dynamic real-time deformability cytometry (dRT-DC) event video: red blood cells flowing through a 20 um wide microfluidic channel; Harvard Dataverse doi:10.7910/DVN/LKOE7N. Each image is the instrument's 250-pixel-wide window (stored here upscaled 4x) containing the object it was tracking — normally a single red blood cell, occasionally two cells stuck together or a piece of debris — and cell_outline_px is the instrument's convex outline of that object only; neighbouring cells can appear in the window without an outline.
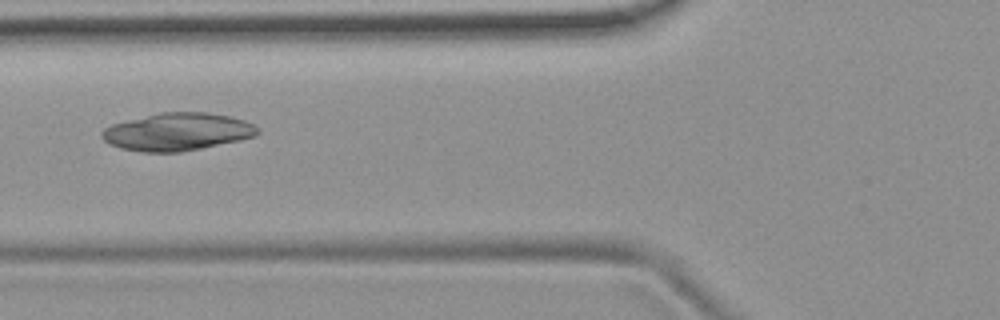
{"species": "common noctule bat (a hibernating species)", "species_latin": "Nyctalus noctula", "temperature_condition": "room temperature", "stored_images_in_passage": 54, "camera_frame_rate_fps": 3000, "um_per_image_px": 0.085, "animal": {"sex": "female", "body_mass_g": 19.9}, "frame": {"image": 1, "passage_image": 21, "time_ms": 6.667, "image_size_px": [1000, 320], "cell_outline_px": [[260, 132], [256, 136], [240, 140], [180, 152], [140, 152], [120, 148], [108, 144], [100, 136], [100, 132], [104, 128], [112, 124], [160, 112], [208, 112], [228, 116], [244, 120], [260, 128]], "centroid_in_image_um": [15.06, 11.2], "position_along_channel_um": 110.7, "area_um2": 34.22}}
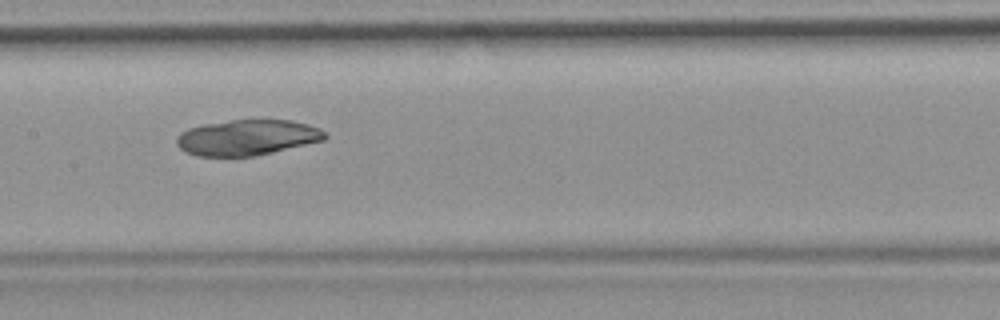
{"frame": {"image": 2, "passage_image": 27, "time_ms": 8.667, "image_size_px": [1000, 320], "cell_outline_px": [[328, 136], [324, 140], [256, 156], [196, 156], [184, 152], [176, 144], [176, 136], [180, 132], [188, 128], [204, 124], [232, 120], [292, 120], [308, 124], [320, 128]], "centroid_in_image_um": [20.99, 11.69], "position_along_channel_um": 186.4, "area_um2": 30.92}}
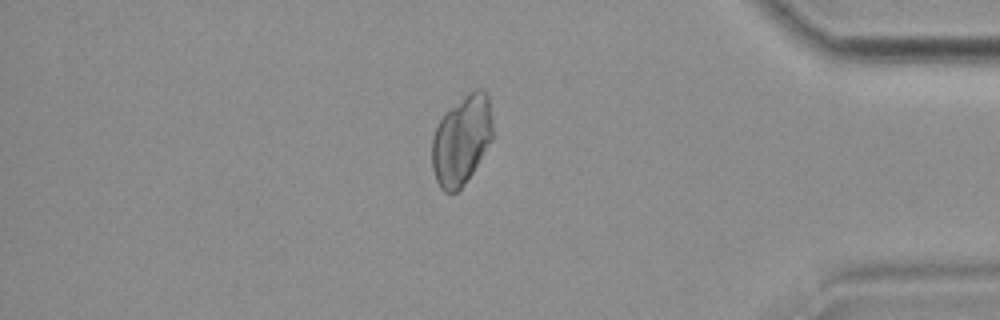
{"frame": {"image": 3, "passage_image": 46, "time_ms": 15.0, "image_size_px": [1000, 320], "cell_outline_px": [[492, 140], [472, 172], [464, 184], [456, 192], [444, 192], [440, 188], [436, 180], [432, 168], [432, 136], [444, 112], [468, 92], [476, 88], [484, 88], [488, 96], [492, 116]], "centroid_in_image_um": [39.23, 11.87], "position_along_channel_um": 396.0, "area_um2": 31.73}}